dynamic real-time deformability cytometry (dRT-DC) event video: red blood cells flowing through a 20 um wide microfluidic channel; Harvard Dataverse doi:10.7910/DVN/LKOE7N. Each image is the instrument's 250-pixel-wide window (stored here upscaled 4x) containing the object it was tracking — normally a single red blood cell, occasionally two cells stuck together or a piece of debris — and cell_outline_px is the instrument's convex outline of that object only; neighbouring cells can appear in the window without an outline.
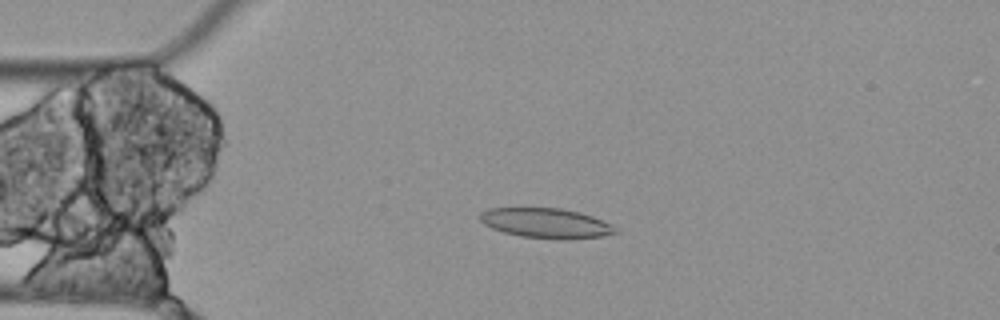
{"species": "Egyptian fruit bat (a non-hibernating species)", "species_latin": "Rousettus aegyptiacus", "temperature_condition": "cold", "stored_images_in_passage": 4, "camera_frame_rate_fps": 3000, "um_per_image_px": 0.085, "animal": {"sex": "female"}, "frame": {"image": 1, "passage_image": 4, "time_ms": 1.0, "image_size_px": [1000, 320], "cell_outline_px": [[620, 232], [600, 236], [568, 240], [560, 240], [520, 236], [504, 232], [492, 228], [484, 224], [480, 220], [480, 212], [488, 208], [560, 208], [580, 212], [592, 216], [612, 224]], "centroid_in_image_um": [46.43, 18.97], "position_along_channel_um": 38.6, "area_um2": 23.76}}